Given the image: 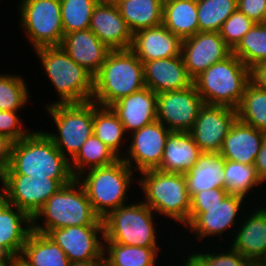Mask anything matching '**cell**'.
<instances>
[{
  "label": "cell",
  "mask_w": 266,
  "mask_h": 266,
  "mask_svg": "<svg viewBox=\"0 0 266 266\" xmlns=\"http://www.w3.org/2000/svg\"><path fill=\"white\" fill-rule=\"evenodd\" d=\"M70 163L46 132L31 131L25 138L14 142L10 165L2 175L75 179Z\"/></svg>",
  "instance_id": "1"
},
{
  "label": "cell",
  "mask_w": 266,
  "mask_h": 266,
  "mask_svg": "<svg viewBox=\"0 0 266 266\" xmlns=\"http://www.w3.org/2000/svg\"><path fill=\"white\" fill-rule=\"evenodd\" d=\"M146 87L143 62L131 49L110 50L93 77L92 101L110 107L120 98Z\"/></svg>",
  "instance_id": "2"
},
{
  "label": "cell",
  "mask_w": 266,
  "mask_h": 266,
  "mask_svg": "<svg viewBox=\"0 0 266 266\" xmlns=\"http://www.w3.org/2000/svg\"><path fill=\"white\" fill-rule=\"evenodd\" d=\"M41 217L44 227L36 222ZM86 225H103V221L94 212L85 189L77 179L55 192L32 217V230L42 234L57 228Z\"/></svg>",
  "instance_id": "3"
},
{
  "label": "cell",
  "mask_w": 266,
  "mask_h": 266,
  "mask_svg": "<svg viewBox=\"0 0 266 266\" xmlns=\"http://www.w3.org/2000/svg\"><path fill=\"white\" fill-rule=\"evenodd\" d=\"M250 81V69L233 53L193 80L203 103L237 108Z\"/></svg>",
  "instance_id": "4"
},
{
  "label": "cell",
  "mask_w": 266,
  "mask_h": 266,
  "mask_svg": "<svg viewBox=\"0 0 266 266\" xmlns=\"http://www.w3.org/2000/svg\"><path fill=\"white\" fill-rule=\"evenodd\" d=\"M35 51L60 97V100L52 104L92 101L93 76L78 65L61 46L42 47Z\"/></svg>",
  "instance_id": "5"
},
{
  "label": "cell",
  "mask_w": 266,
  "mask_h": 266,
  "mask_svg": "<svg viewBox=\"0 0 266 266\" xmlns=\"http://www.w3.org/2000/svg\"><path fill=\"white\" fill-rule=\"evenodd\" d=\"M139 185L143 188V203L154 212L166 215L187 225L190 214V196L185 175L151 169L141 172Z\"/></svg>",
  "instance_id": "6"
},
{
  "label": "cell",
  "mask_w": 266,
  "mask_h": 266,
  "mask_svg": "<svg viewBox=\"0 0 266 266\" xmlns=\"http://www.w3.org/2000/svg\"><path fill=\"white\" fill-rule=\"evenodd\" d=\"M133 172L120 158L112 165L88 170L83 179H76L85 189L94 212L103 219L111 211L125 205Z\"/></svg>",
  "instance_id": "7"
},
{
  "label": "cell",
  "mask_w": 266,
  "mask_h": 266,
  "mask_svg": "<svg viewBox=\"0 0 266 266\" xmlns=\"http://www.w3.org/2000/svg\"><path fill=\"white\" fill-rule=\"evenodd\" d=\"M154 211L142 201L125 204L108 213L103 219L104 243L145 248H159L157 245Z\"/></svg>",
  "instance_id": "8"
},
{
  "label": "cell",
  "mask_w": 266,
  "mask_h": 266,
  "mask_svg": "<svg viewBox=\"0 0 266 266\" xmlns=\"http://www.w3.org/2000/svg\"><path fill=\"white\" fill-rule=\"evenodd\" d=\"M46 106V110L56 124L59 135L46 133L53 140L57 149L65 157L69 154L72 159L84 142L93 135L94 101L57 103Z\"/></svg>",
  "instance_id": "9"
},
{
  "label": "cell",
  "mask_w": 266,
  "mask_h": 266,
  "mask_svg": "<svg viewBox=\"0 0 266 266\" xmlns=\"http://www.w3.org/2000/svg\"><path fill=\"white\" fill-rule=\"evenodd\" d=\"M20 3L23 30L34 49L60 46L64 37L60 0H22Z\"/></svg>",
  "instance_id": "10"
},
{
  "label": "cell",
  "mask_w": 266,
  "mask_h": 266,
  "mask_svg": "<svg viewBox=\"0 0 266 266\" xmlns=\"http://www.w3.org/2000/svg\"><path fill=\"white\" fill-rule=\"evenodd\" d=\"M2 195L8 202L33 217L60 188L74 179L33 178L28 175H1Z\"/></svg>",
  "instance_id": "11"
},
{
  "label": "cell",
  "mask_w": 266,
  "mask_h": 266,
  "mask_svg": "<svg viewBox=\"0 0 266 266\" xmlns=\"http://www.w3.org/2000/svg\"><path fill=\"white\" fill-rule=\"evenodd\" d=\"M204 105L195 85L157 94V120L167 129L190 132Z\"/></svg>",
  "instance_id": "12"
},
{
  "label": "cell",
  "mask_w": 266,
  "mask_h": 266,
  "mask_svg": "<svg viewBox=\"0 0 266 266\" xmlns=\"http://www.w3.org/2000/svg\"><path fill=\"white\" fill-rule=\"evenodd\" d=\"M98 234L104 237L103 225L67 226L50 230L46 235L66 253L70 263H74L105 259L104 238L99 240Z\"/></svg>",
  "instance_id": "13"
},
{
  "label": "cell",
  "mask_w": 266,
  "mask_h": 266,
  "mask_svg": "<svg viewBox=\"0 0 266 266\" xmlns=\"http://www.w3.org/2000/svg\"><path fill=\"white\" fill-rule=\"evenodd\" d=\"M237 119L236 108L204 104L190 134L202 152L219 153L225 137Z\"/></svg>",
  "instance_id": "14"
},
{
  "label": "cell",
  "mask_w": 266,
  "mask_h": 266,
  "mask_svg": "<svg viewBox=\"0 0 266 266\" xmlns=\"http://www.w3.org/2000/svg\"><path fill=\"white\" fill-rule=\"evenodd\" d=\"M170 132L158 120L134 131L129 149L126 148L127 155H124L125 158L121 157V159L131 168L134 167L133 171L138 170L139 175L143 171L157 169L161 165L163 151ZM134 161L136 167L132 164Z\"/></svg>",
  "instance_id": "15"
},
{
  "label": "cell",
  "mask_w": 266,
  "mask_h": 266,
  "mask_svg": "<svg viewBox=\"0 0 266 266\" xmlns=\"http://www.w3.org/2000/svg\"><path fill=\"white\" fill-rule=\"evenodd\" d=\"M232 53L219 32H198L182 40L181 56L189 76L194 80L213 64Z\"/></svg>",
  "instance_id": "16"
},
{
  "label": "cell",
  "mask_w": 266,
  "mask_h": 266,
  "mask_svg": "<svg viewBox=\"0 0 266 266\" xmlns=\"http://www.w3.org/2000/svg\"><path fill=\"white\" fill-rule=\"evenodd\" d=\"M244 197L229 194L221 203L214 206H190L187 226L197 238L222 234L236 221Z\"/></svg>",
  "instance_id": "17"
},
{
  "label": "cell",
  "mask_w": 266,
  "mask_h": 266,
  "mask_svg": "<svg viewBox=\"0 0 266 266\" xmlns=\"http://www.w3.org/2000/svg\"><path fill=\"white\" fill-rule=\"evenodd\" d=\"M89 29L111 50L131 48L133 33L115 4L100 0L93 9Z\"/></svg>",
  "instance_id": "18"
},
{
  "label": "cell",
  "mask_w": 266,
  "mask_h": 266,
  "mask_svg": "<svg viewBox=\"0 0 266 266\" xmlns=\"http://www.w3.org/2000/svg\"><path fill=\"white\" fill-rule=\"evenodd\" d=\"M145 86L156 94L193 85L181 55L143 62Z\"/></svg>",
  "instance_id": "19"
},
{
  "label": "cell",
  "mask_w": 266,
  "mask_h": 266,
  "mask_svg": "<svg viewBox=\"0 0 266 266\" xmlns=\"http://www.w3.org/2000/svg\"><path fill=\"white\" fill-rule=\"evenodd\" d=\"M182 40L163 24L141 29L133 34L131 50L142 61L181 55Z\"/></svg>",
  "instance_id": "20"
},
{
  "label": "cell",
  "mask_w": 266,
  "mask_h": 266,
  "mask_svg": "<svg viewBox=\"0 0 266 266\" xmlns=\"http://www.w3.org/2000/svg\"><path fill=\"white\" fill-rule=\"evenodd\" d=\"M125 131H137L157 120V94L148 87L120 98L110 106Z\"/></svg>",
  "instance_id": "21"
},
{
  "label": "cell",
  "mask_w": 266,
  "mask_h": 266,
  "mask_svg": "<svg viewBox=\"0 0 266 266\" xmlns=\"http://www.w3.org/2000/svg\"><path fill=\"white\" fill-rule=\"evenodd\" d=\"M31 232L32 217L11 205L0 192V252L19 258Z\"/></svg>",
  "instance_id": "22"
},
{
  "label": "cell",
  "mask_w": 266,
  "mask_h": 266,
  "mask_svg": "<svg viewBox=\"0 0 266 266\" xmlns=\"http://www.w3.org/2000/svg\"><path fill=\"white\" fill-rule=\"evenodd\" d=\"M60 46L93 77L111 50L90 29L65 34Z\"/></svg>",
  "instance_id": "23"
},
{
  "label": "cell",
  "mask_w": 266,
  "mask_h": 266,
  "mask_svg": "<svg viewBox=\"0 0 266 266\" xmlns=\"http://www.w3.org/2000/svg\"><path fill=\"white\" fill-rule=\"evenodd\" d=\"M266 132L236 120L223 141L219 154L225 159L254 165Z\"/></svg>",
  "instance_id": "24"
},
{
  "label": "cell",
  "mask_w": 266,
  "mask_h": 266,
  "mask_svg": "<svg viewBox=\"0 0 266 266\" xmlns=\"http://www.w3.org/2000/svg\"><path fill=\"white\" fill-rule=\"evenodd\" d=\"M261 208L245 219L231 245L250 262H260L266 254V207Z\"/></svg>",
  "instance_id": "25"
},
{
  "label": "cell",
  "mask_w": 266,
  "mask_h": 266,
  "mask_svg": "<svg viewBox=\"0 0 266 266\" xmlns=\"http://www.w3.org/2000/svg\"><path fill=\"white\" fill-rule=\"evenodd\" d=\"M201 153L190 132L171 131L166 140L161 165L157 169L185 174L195 165Z\"/></svg>",
  "instance_id": "26"
},
{
  "label": "cell",
  "mask_w": 266,
  "mask_h": 266,
  "mask_svg": "<svg viewBox=\"0 0 266 266\" xmlns=\"http://www.w3.org/2000/svg\"><path fill=\"white\" fill-rule=\"evenodd\" d=\"M225 159L217 152H202L195 165L185 173L190 198L212 188H225Z\"/></svg>",
  "instance_id": "27"
},
{
  "label": "cell",
  "mask_w": 266,
  "mask_h": 266,
  "mask_svg": "<svg viewBox=\"0 0 266 266\" xmlns=\"http://www.w3.org/2000/svg\"><path fill=\"white\" fill-rule=\"evenodd\" d=\"M162 24L181 40L199 32L197 1L163 0Z\"/></svg>",
  "instance_id": "28"
},
{
  "label": "cell",
  "mask_w": 266,
  "mask_h": 266,
  "mask_svg": "<svg viewBox=\"0 0 266 266\" xmlns=\"http://www.w3.org/2000/svg\"><path fill=\"white\" fill-rule=\"evenodd\" d=\"M19 259L27 266H70L66 253L46 234L33 231L23 246Z\"/></svg>",
  "instance_id": "29"
},
{
  "label": "cell",
  "mask_w": 266,
  "mask_h": 266,
  "mask_svg": "<svg viewBox=\"0 0 266 266\" xmlns=\"http://www.w3.org/2000/svg\"><path fill=\"white\" fill-rule=\"evenodd\" d=\"M116 6L133 34L162 24L163 0H122Z\"/></svg>",
  "instance_id": "30"
},
{
  "label": "cell",
  "mask_w": 266,
  "mask_h": 266,
  "mask_svg": "<svg viewBox=\"0 0 266 266\" xmlns=\"http://www.w3.org/2000/svg\"><path fill=\"white\" fill-rule=\"evenodd\" d=\"M120 158L94 134L82 145L78 153L71 159V172L74 178H83V172L114 164ZM89 168V169H88Z\"/></svg>",
  "instance_id": "31"
},
{
  "label": "cell",
  "mask_w": 266,
  "mask_h": 266,
  "mask_svg": "<svg viewBox=\"0 0 266 266\" xmlns=\"http://www.w3.org/2000/svg\"><path fill=\"white\" fill-rule=\"evenodd\" d=\"M125 128L111 107L99 106L94 102L93 134L105 143L119 158ZM121 154V155H119Z\"/></svg>",
  "instance_id": "32"
},
{
  "label": "cell",
  "mask_w": 266,
  "mask_h": 266,
  "mask_svg": "<svg viewBox=\"0 0 266 266\" xmlns=\"http://www.w3.org/2000/svg\"><path fill=\"white\" fill-rule=\"evenodd\" d=\"M237 110L238 120L266 132V90L251 80L247 83Z\"/></svg>",
  "instance_id": "33"
},
{
  "label": "cell",
  "mask_w": 266,
  "mask_h": 266,
  "mask_svg": "<svg viewBox=\"0 0 266 266\" xmlns=\"http://www.w3.org/2000/svg\"><path fill=\"white\" fill-rule=\"evenodd\" d=\"M159 248L122 245L114 242L104 244L106 266H154Z\"/></svg>",
  "instance_id": "34"
},
{
  "label": "cell",
  "mask_w": 266,
  "mask_h": 266,
  "mask_svg": "<svg viewBox=\"0 0 266 266\" xmlns=\"http://www.w3.org/2000/svg\"><path fill=\"white\" fill-rule=\"evenodd\" d=\"M249 69L266 61V26L255 23L232 50Z\"/></svg>",
  "instance_id": "35"
},
{
  "label": "cell",
  "mask_w": 266,
  "mask_h": 266,
  "mask_svg": "<svg viewBox=\"0 0 266 266\" xmlns=\"http://www.w3.org/2000/svg\"><path fill=\"white\" fill-rule=\"evenodd\" d=\"M236 9L237 0H198L199 32H219Z\"/></svg>",
  "instance_id": "36"
},
{
  "label": "cell",
  "mask_w": 266,
  "mask_h": 266,
  "mask_svg": "<svg viewBox=\"0 0 266 266\" xmlns=\"http://www.w3.org/2000/svg\"><path fill=\"white\" fill-rule=\"evenodd\" d=\"M225 189L229 194L246 198L249 190L262 184L254 165L225 160ZM259 184V185H258Z\"/></svg>",
  "instance_id": "37"
},
{
  "label": "cell",
  "mask_w": 266,
  "mask_h": 266,
  "mask_svg": "<svg viewBox=\"0 0 266 266\" xmlns=\"http://www.w3.org/2000/svg\"><path fill=\"white\" fill-rule=\"evenodd\" d=\"M100 0H60L64 35L90 27L94 7Z\"/></svg>",
  "instance_id": "38"
},
{
  "label": "cell",
  "mask_w": 266,
  "mask_h": 266,
  "mask_svg": "<svg viewBox=\"0 0 266 266\" xmlns=\"http://www.w3.org/2000/svg\"><path fill=\"white\" fill-rule=\"evenodd\" d=\"M27 88L20 76L0 74V110L20 111L30 98Z\"/></svg>",
  "instance_id": "39"
},
{
  "label": "cell",
  "mask_w": 266,
  "mask_h": 266,
  "mask_svg": "<svg viewBox=\"0 0 266 266\" xmlns=\"http://www.w3.org/2000/svg\"><path fill=\"white\" fill-rule=\"evenodd\" d=\"M255 23L236 9L223 23L219 31L226 45L233 50Z\"/></svg>",
  "instance_id": "40"
},
{
  "label": "cell",
  "mask_w": 266,
  "mask_h": 266,
  "mask_svg": "<svg viewBox=\"0 0 266 266\" xmlns=\"http://www.w3.org/2000/svg\"><path fill=\"white\" fill-rule=\"evenodd\" d=\"M17 112L0 110V135L8 137L14 142L25 138L30 133L21 126Z\"/></svg>",
  "instance_id": "41"
},
{
  "label": "cell",
  "mask_w": 266,
  "mask_h": 266,
  "mask_svg": "<svg viewBox=\"0 0 266 266\" xmlns=\"http://www.w3.org/2000/svg\"><path fill=\"white\" fill-rule=\"evenodd\" d=\"M226 253H199L197 252L207 263L208 266H247L249 260L243 256L237 250L229 249Z\"/></svg>",
  "instance_id": "42"
},
{
  "label": "cell",
  "mask_w": 266,
  "mask_h": 266,
  "mask_svg": "<svg viewBox=\"0 0 266 266\" xmlns=\"http://www.w3.org/2000/svg\"><path fill=\"white\" fill-rule=\"evenodd\" d=\"M229 195L225 188H212L195 193L190 198V206H214L221 203Z\"/></svg>",
  "instance_id": "43"
},
{
  "label": "cell",
  "mask_w": 266,
  "mask_h": 266,
  "mask_svg": "<svg viewBox=\"0 0 266 266\" xmlns=\"http://www.w3.org/2000/svg\"><path fill=\"white\" fill-rule=\"evenodd\" d=\"M237 9L254 23H262L266 14V0H237Z\"/></svg>",
  "instance_id": "44"
},
{
  "label": "cell",
  "mask_w": 266,
  "mask_h": 266,
  "mask_svg": "<svg viewBox=\"0 0 266 266\" xmlns=\"http://www.w3.org/2000/svg\"><path fill=\"white\" fill-rule=\"evenodd\" d=\"M14 141L0 135V176L9 167Z\"/></svg>",
  "instance_id": "45"
},
{
  "label": "cell",
  "mask_w": 266,
  "mask_h": 266,
  "mask_svg": "<svg viewBox=\"0 0 266 266\" xmlns=\"http://www.w3.org/2000/svg\"><path fill=\"white\" fill-rule=\"evenodd\" d=\"M250 80L258 87L266 90V61L250 69Z\"/></svg>",
  "instance_id": "46"
},
{
  "label": "cell",
  "mask_w": 266,
  "mask_h": 266,
  "mask_svg": "<svg viewBox=\"0 0 266 266\" xmlns=\"http://www.w3.org/2000/svg\"><path fill=\"white\" fill-rule=\"evenodd\" d=\"M257 175L262 181H266V136L262 142L259 153L257 154L255 164Z\"/></svg>",
  "instance_id": "47"
},
{
  "label": "cell",
  "mask_w": 266,
  "mask_h": 266,
  "mask_svg": "<svg viewBox=\"0 0 266 266\" xmlns=\"http://www.w3.org/2000/svg\"><path fill=\"white\" fill-rule=\"evenodd\" d=\"M192 254V255H191ZM183 266H208L205 260L197 253H191Z\"/></svg>",
  "instance_id": "48"
},
{
  "label": "cell",
  "mask_w": 266,
  "mask_h": 266,
  "mask_svg": "<svg viewBox=\"0 0 266 266\" xmlns=\"http://www.w3.org/2000/svg\"><path fill=\"white\" fill-rule=\"evenodd\" d=\"M17 258L15 255L0 252V266H12Z\"/></svg>",
  "instance_id": "49"
},
{
  "label": "cell",
  "mask_w": 266,
  "mask_h": 266,
  "mask_svg": "<svg viewBox=\"0 0 266 266\" xmlns=\"http://www.w3.org/2000/svg\"><path fill=\"white\" fill-rule=\"evenodd\" d=\"M70 266H106V260L105 259H93V260L84 261V262H74V263H71Z\"/></svg>",
  "instance_id": "50"
},
{
  "label": "cell",
  "mask_w": 266,
  "mask_h": 266,
  "mask_svg": "<svg viewBox=\"0 0 266 266\" xmlns=\"http://www.w3.org/2000/svg\"><path fill=\"white\" fill-rule=\"evenodd\" d=\"M12 266H27L23 261H21L19 258L15 260V262L12 264Z\"/></svg>",
  "instance_id": "51"
},
{
  "label": "cell",
  "mask_w": 266,
  "mask_h": 266,
  "mask_svg": "<svg viewBox=\"0 0 266 266\" xmlns=\"http://www.w3.org/2000/svg\"><path fill=\"white\" fill-rule=\"evenodd\" d=\"M104 1L107 2V3L116 5L117 3L121 2L122 0H104Z\"/></svg>",
  "instance_id": "52"
},
{
  "label": "cell",
  "mask_w": 266,
  "mask_h": 266,
  "mask_svg": "<svg viewBox=\"0 0 266 266\" xmlns=\"http://www.w3.org/2000/svg\"><path fill=\"white\" fill-rule=\"evenodd\" d=\"M247 266H263L260 262H249Z\"/></svg>",
  "instance_id": "53"
},
{
  "label": "cell",
  "mask_w": 266,
  "mask_h": 266,
  "mask_svg": "<svg viewBox=\"0 0 266 266\" xmlns=\"http://www.w3.org/2000/svg\"><path fill=\"white\" fill-rule=\"evenodd\" d=\"M260 263H261L263 266H266V254H265V256L262 258V260L260 261Z\"/></svg>",
  "instance_id": "54"
},
{
  "label": "cell",
  "mask_w": 266,
  "mask_h": 266,
  "mask_svg": "<svg viewBox=\"0 0 266 266\" xmlns=\"http://www.w3.org/2000/svg\"><path fill=\"white\" fill-rule=\"evenodd\" d=\"M262 24L266 26V14H265V17H264Z\"/></svg>",
  "instance_id": "55"
}]
</instances>
